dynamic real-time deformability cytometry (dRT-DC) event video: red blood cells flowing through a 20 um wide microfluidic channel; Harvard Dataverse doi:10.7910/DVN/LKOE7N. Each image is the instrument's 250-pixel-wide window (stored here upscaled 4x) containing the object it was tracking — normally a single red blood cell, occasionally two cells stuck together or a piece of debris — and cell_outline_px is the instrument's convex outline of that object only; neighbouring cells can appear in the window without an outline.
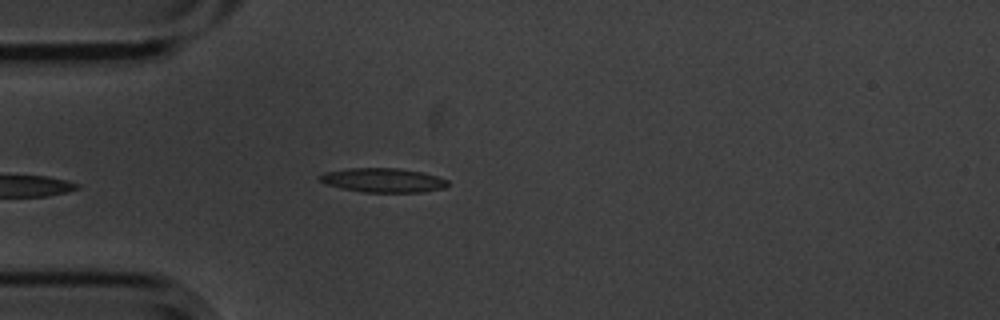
{"species": "common noctule bat (a hibernating species)", "species_latin": "Nyctalus noctula", "temperature_condition": "cold", "stored_images_in_passage": 5, "camera_frame_rate_fps": 3000, "um_per_image_px": 0.085, "animal": {"sex": "male", "body_mass_g": 20.1, "forearm_length_mm": 53.5}, "frame": {"image": 1, "passage_image": 5, "time_ms": 1.333, "image_size_px": [1000, 320], "cell_outline_px": [[448, 184], [444, 188], [424, 192], [364, 192], [340, 188], [324, 184], [316, 180], [316, 176], [324, 172], [348, 168], [400, 168], [424, 172], [448, 180]], "centroid_in_image_um": [32.5, 15.31], "position_along_channel_um": 52.5, "area_um2": 18.38}}